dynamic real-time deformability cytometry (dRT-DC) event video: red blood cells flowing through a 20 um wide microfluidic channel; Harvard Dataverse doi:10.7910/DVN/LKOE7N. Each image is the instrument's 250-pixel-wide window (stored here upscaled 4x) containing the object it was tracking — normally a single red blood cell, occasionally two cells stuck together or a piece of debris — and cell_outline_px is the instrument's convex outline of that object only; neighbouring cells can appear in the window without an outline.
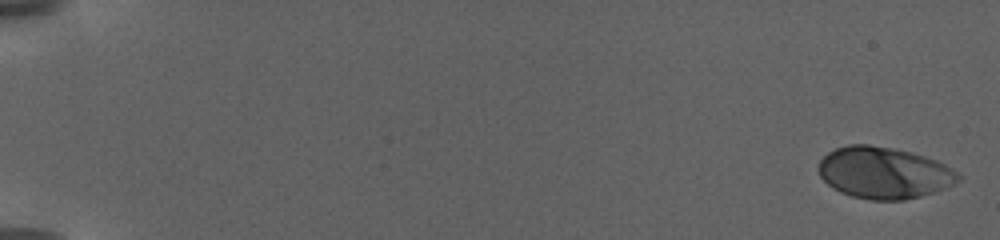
{"species": "human", "species_latin": "Homo sapiens", "temperature_condition": "warm", "stored_images_in_passage": 66, "camera_frame_rate_fps": 3000, "um_per_image_px": 0.085, "donor": {"sex": "female"}, "frame": {"image": 1, "passage_image": 1, "time_ms": 0.0, "image_size_px": [1000, 240], "cell_outline_px": [[964, 176], [960, 180], [944, 188], [920, 196], [904, 200], [872, 200], [852, 196], [840, 192], [828, 184], [820, 176], [816, 168], [820, 160], [828, 152], [836, 148], [848, 144], [868, 144], [892, 148], [912, 152], [936, 160], [952, 168]], "centroid_in_image_um": [75.13, 14.68], "position_along_channel_um": 9.9, "area_um2": 42.14}}
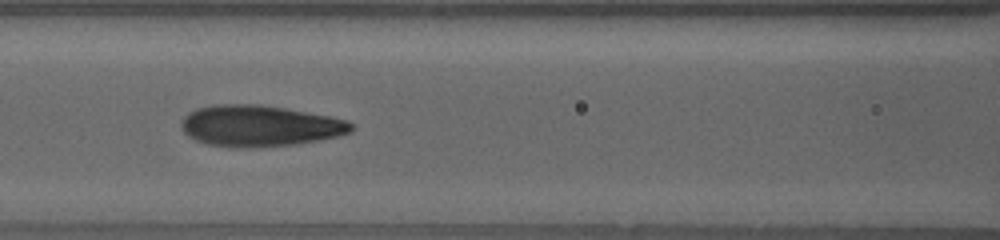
{"frame": {"image": 2, "passage_image": 23, "time_ms": 8.0, "image_size_px": [1000, 240], "cell_outline_px": [[352, 132], [340, 136], [320, 140], [296, 144], [240, 148], [204, 144], [188, 136], [180, 128], [180, 124], [184, 116], [188, 112], [196, 108], [212, 104], [260, 104], [332, 116], [348, 120], [352, 124]], "centroid_in_image_um": [22.05, 10.69], "position_along_channel_um": 144.5, "area_um2": 41.21}}
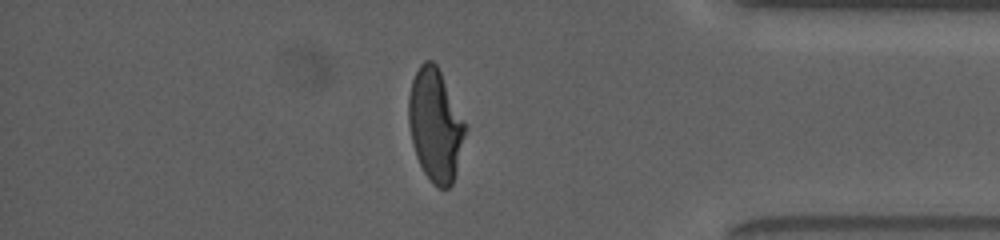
{"frame": {"image": 3, "passage_image": 51, "time_ms": 17.333, "image_size_px": [1000, 240], "cell_outline_px": [[468, 128], [456, 172], [452, 184], [448, 188], [440, 188], [432, 184], [424, 172], [416, 156], [412, 144], [408, 124], [408, 96], [412, 80], [420, 64], [424, 60], [432, 60], [436, 64]], "centroid_in_image_um": [37.0, 10.65], "position_along_channel_um": 398.2, "area_um2": 37.17}, "authors_computed_cell_mechanics": {"area_um2": 37.6567, "velocity_mm_per_s": 2.9408, "shape_relaxation_time_tau1_ms": 5.8167, "shape_relaxation_time_tau2_ms": 1.0902, "deformation_change_tau1": 0.2602, "deformation_change_tau2": 0.075}}